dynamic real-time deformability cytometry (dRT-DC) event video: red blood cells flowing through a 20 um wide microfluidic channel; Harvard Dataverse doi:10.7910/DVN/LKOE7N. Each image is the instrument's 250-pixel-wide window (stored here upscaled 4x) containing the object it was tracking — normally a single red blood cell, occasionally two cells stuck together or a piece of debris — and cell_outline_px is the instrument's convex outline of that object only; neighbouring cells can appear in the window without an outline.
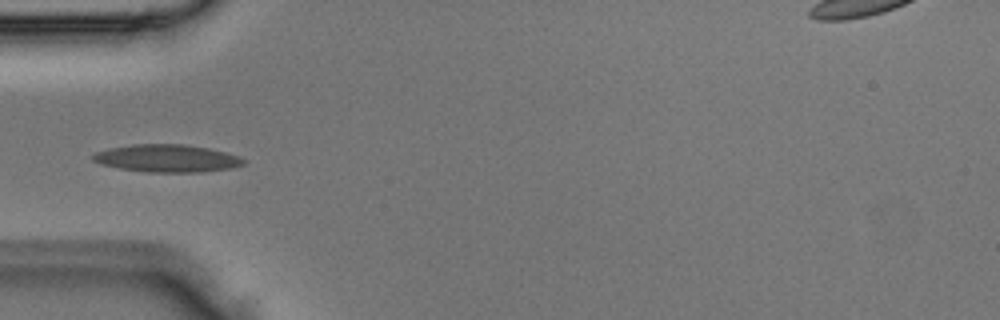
{"species": "Egyptian fruit bat (a non-hibernating species)", "species_latin": "Rousettus aegyptiacus", "temperature_condition": "room temperature", "stored_images_in_passage": 4, "camera_frame_rate_fps": 3000, "um_per_image_px": 0.085, "animal": {"sex": "male"}, "frame": {"image": 1, "passage_image": 3, "time_ms": 0.667, "image_size_px": [1000, 320], "cell_outline_px": [[244, 164], [232, 168], [200, 172], [148, 172], [120, 168], [100, 164], [92, 160], [92, 156], [96, 152], [108, 148], [132, 144], [184, 144], [208, 148], [240, 156], [244, 160]], "centroid_in_image_um": [14.18, 13.45], "position_along_channel_um": 70.8, "area_um2": 24.16}}
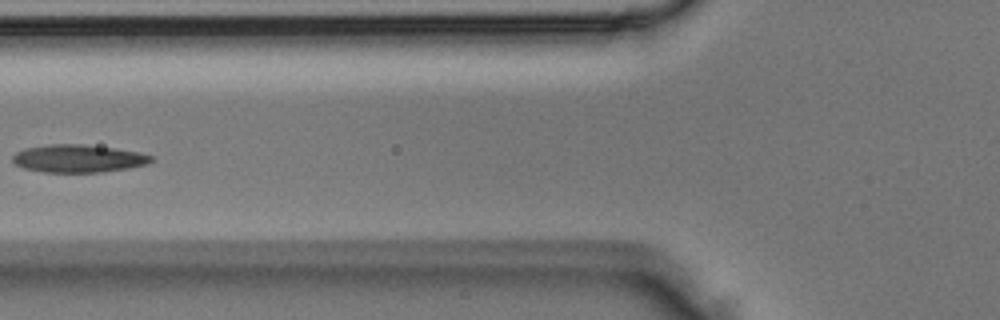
{"frame": {"image": 2, "passage_image": 4, "time_ms": 1.0, "image_size_px": [1000, 320], "cell_outline_px": [[152, 160], [148, 164], [128, 168], [100, 172], [44, 172], [24, 168], [16, 164], [12, 160], [12, 156], [16, 152], [24, 148], [48, 144], [80, 144], [116, 148], [140, 152], [152, 156]], "centroid_in_image_um": [6.65, 13.47], "position_along_channel_um": 119.2, "area_um2": 22.43}}